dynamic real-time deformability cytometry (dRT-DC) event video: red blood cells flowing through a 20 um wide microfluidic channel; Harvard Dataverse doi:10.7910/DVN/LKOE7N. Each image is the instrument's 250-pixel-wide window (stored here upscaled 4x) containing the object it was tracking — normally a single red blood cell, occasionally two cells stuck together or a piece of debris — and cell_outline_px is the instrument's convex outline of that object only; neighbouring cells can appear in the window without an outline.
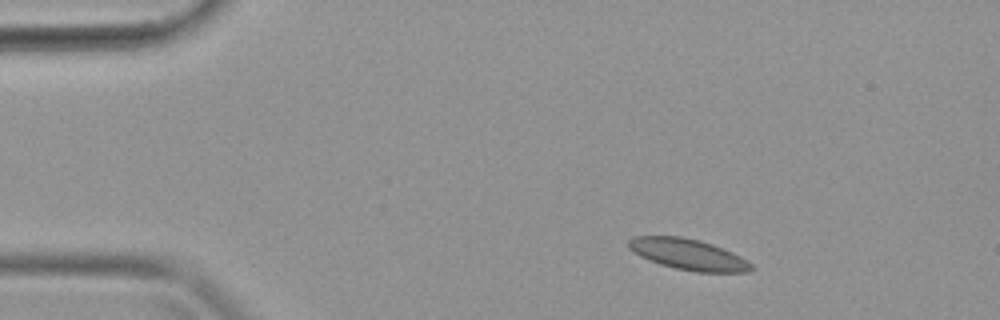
{"species": "common noctule bat (a hibernating species)", "species_latin": "Nyctalus noctula", "temperature_condition": "warm", "stored_images_in_passage": 35, "camera_frame_rate_fps": 3000, "um_per_image_px": 0.085, "animal": {"sex": "female", "body_mass_g": 19.9}, "frame": {"image": 1, "passage_image": 1, "time_ms": 0.0, "image_size_px": [1000, 320], "cell_outline_px": [[756, 268], [748, 272], [696, 272], [676, 268], [660, 264], [648, 260], [640, 256], [628, 248], [628, 240], [632, 236], [680, 236], [700, 240], [712, 244], [732, 252], [740, 256], [752, 264]], "centroid_in_image_um": [58.5, 21.62], "position_along_channel_um": 26.5, "area_um2": 22.2}}
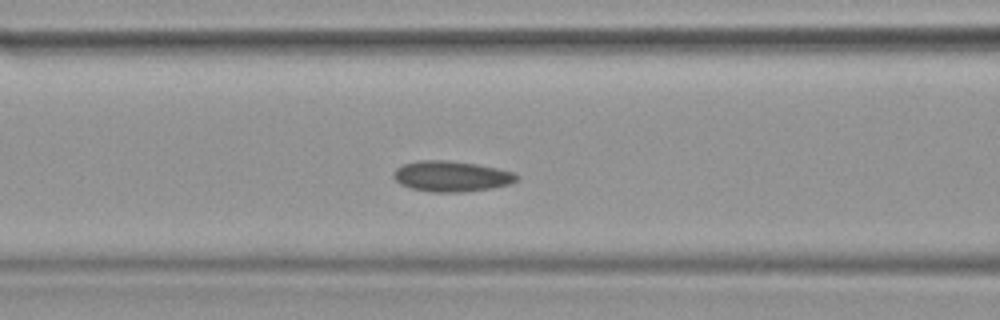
{"frame": {"image": 2, "passage_image": 11, "time_ms": 3.333, "image_size_px": [1000, 320], "cell_outline_px": [[520, 180], [512, 184], [492, 188], [460, 192], [432, 192], [412, 188], [400, 184], [392, 176], [396, 168], [404, 164], [416, 160], [448, 160], [476, 164], [496, 168], [512, 172], [520, 176]], "centroid_in_image_um": [38.39, 14.98], "position_along_channel_um": 128.2, "area_um2": 22.08}}
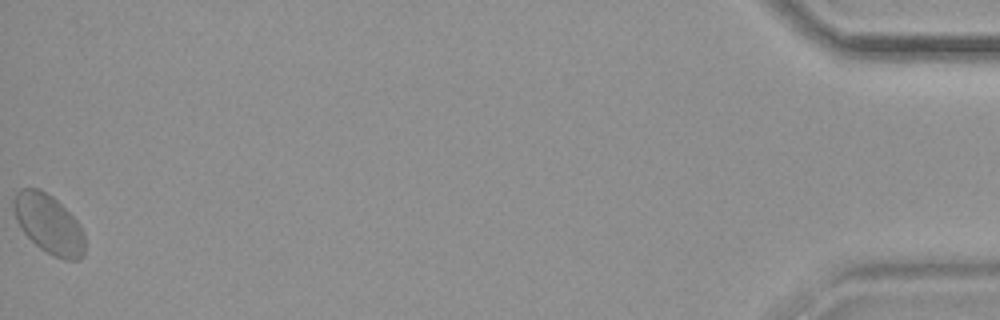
{"frame": {"image": 3, "passage_image": 35, "time_ms": 11.333, "image_size_px": [1000, 320], "cell_outline_px": [[84, 256], [80, 260], [64, 260], [52, 256], [40, 248], [20, 228], [16, 220], [12, 208], [12, 200], [16, 192], [20, 188], [40, 188], [52, 196], [76, 220], [84, 232]], "centroid_in_image_um": [4.12, 19.04], "position_along_channel_um": 431.1, "area_um2": 24.68}}